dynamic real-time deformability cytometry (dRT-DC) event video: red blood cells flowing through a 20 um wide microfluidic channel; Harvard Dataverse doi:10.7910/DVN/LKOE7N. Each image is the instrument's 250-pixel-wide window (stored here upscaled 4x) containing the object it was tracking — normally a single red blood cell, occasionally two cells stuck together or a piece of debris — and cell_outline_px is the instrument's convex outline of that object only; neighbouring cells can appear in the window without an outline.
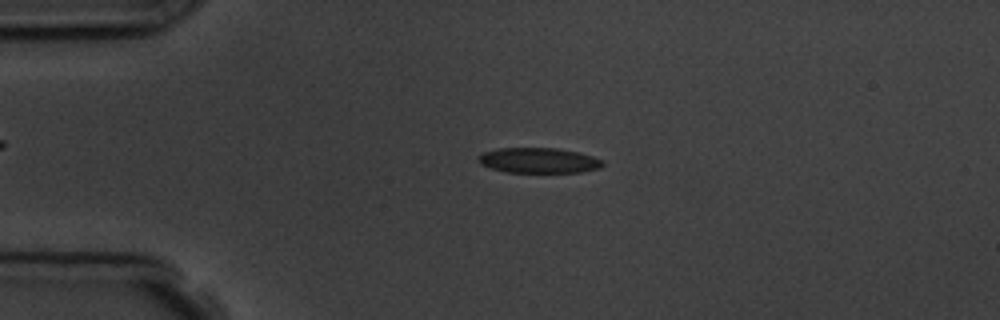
{"species": "common noctule bat (a hibernating species)", "species_latin": "Nyctalus noctula", "temperature_condition": "room temperature", "stored_images_in_passage": 4, "camera_frame_rate_fps": 3000, "um_per_image_px": 0.085, "animal": {"sex": "male", "body_mass_g": 19.5, "forearm_length_mm": 54.6}, "frame": {"image": 1, "passage_image": 2, "time_ms": 1.0, "image_size_px": [1000, 320], "cell_outline_px": [[604, 164], [600, 168], [580, 172], [504, 172], [480, 164], [476, 160], [476, 156], [484, 152], [496, 148], [556, 148], [576, 152], [592, 156], [604, 160]], "centroid_in_image_um": [45.75, 13.63], "position_along_channel_um": 39.3, "area_um2": 18.38}}